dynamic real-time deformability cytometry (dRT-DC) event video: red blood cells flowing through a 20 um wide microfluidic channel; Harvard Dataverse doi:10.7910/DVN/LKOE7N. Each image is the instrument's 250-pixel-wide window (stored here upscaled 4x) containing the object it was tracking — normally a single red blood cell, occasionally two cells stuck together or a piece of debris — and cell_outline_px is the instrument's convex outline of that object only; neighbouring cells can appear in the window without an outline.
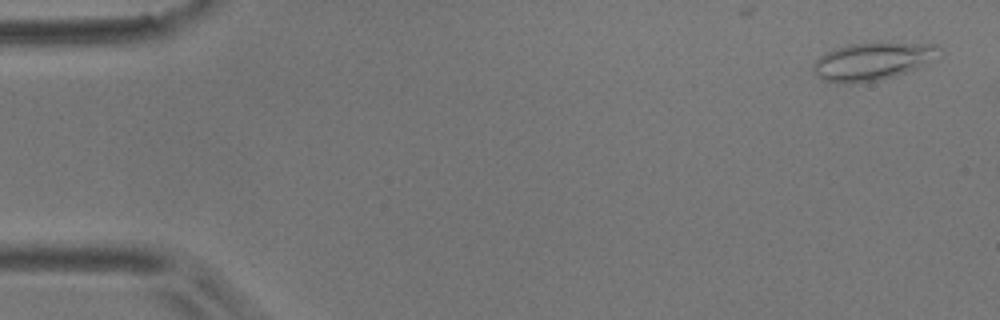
{"species": "common noctule bat (a hibernating species)", "species_latin": "Nyctalus noctula", "temperature_condition": "room temperature", "stored_images_in_passage": 6, "camera_frame_rate_fps": 3000, "um_per_image_px": 0.085, "animal": {"sex": "male", "body_mass_g": 17.9}, "frame": {"image": 1, "passage_image": 1, "time_ms": 0.0, "image_size_px": [1000, 320], "cell_outline_px": [[944, 48], [916, 68], [880, 80], [848, 84], [836, 84], [824, 80], [812, 68], [812, 64], [820, 56], [836, 48], [848, 44], [880, 40], [936, 44]], "centroid_in_image_um": [74.14, 5.16], "position_along_channel_um": 10.9, "area_um2": 27.92}}